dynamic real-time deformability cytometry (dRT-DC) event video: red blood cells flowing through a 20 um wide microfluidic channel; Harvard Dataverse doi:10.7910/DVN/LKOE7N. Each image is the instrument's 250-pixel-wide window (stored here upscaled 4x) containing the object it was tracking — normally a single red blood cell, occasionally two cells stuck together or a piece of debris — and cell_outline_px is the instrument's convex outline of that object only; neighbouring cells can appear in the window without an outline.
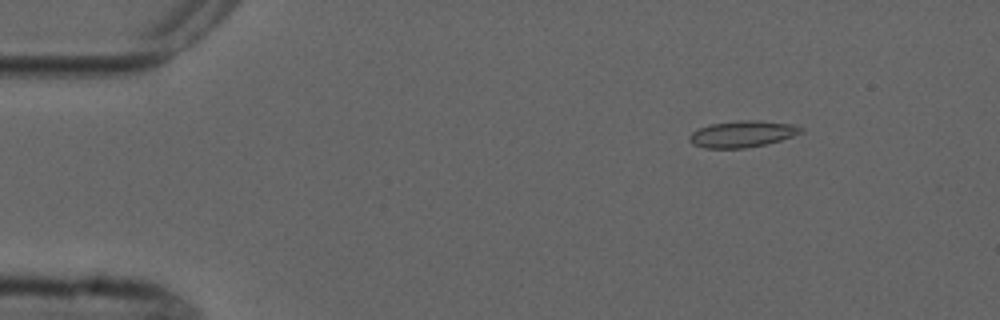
{"species": "common noctule bat (a hibernating species)", "species_latin": "Nyctalus noctula", "temperature_condition": "cold", "stored_images_in_passage": 5, "camera_frame_rate_fps": 3000, "um_per_image_px": 0.085, "animal": {"sex": "male", "forearm_length_mm": 52.5}, "frame": {"image": 1, "passage_image": 2, "time_ms": 1.0, "image_size_px": [1000, 320], "cell_outline_px": [[804, 132], [780, 140], [748, 148], [704, 148], [692, 144], [688, 140], [688, 136], [696, 128], [712, 124], [736, 120], [756, 120], [792, 124], [804, 128]], "centroid_in_image_um": [63.07, 11.38], "position_along_channel_um": 21.9, "area_um2": 17.34}}
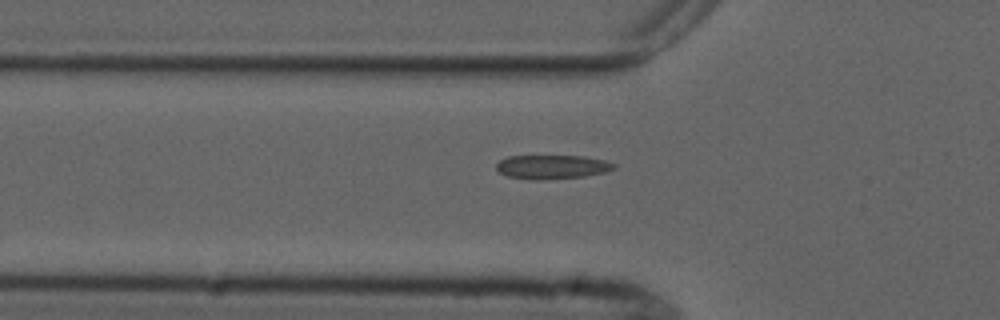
{"frame": {"image": 2, "passage_image": 5, "time_ms": 4.667, "image_size_px": [1000, 320], "cell_outline_px": [[616, 168], [604, 172], [584, 176], [508, 176], [500, 172], [496, 168], [496, 164], [500, 160], [508, 156], [584, 156], [604, 160], [616, 164]], "centroid_in_image_um": [46.99, 14.11], "position_along_channel_um": 78.8, "area_um2": 15.14}}